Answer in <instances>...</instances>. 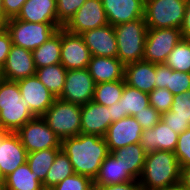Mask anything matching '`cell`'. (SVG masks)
<instances>
[{
	"mask_svg": "<svg viewBox=\"0 0 190 190\" xmlns=\"http://www.w3.org/2000/svg\"><path fill=\"white\" fill-rule=\"evenodd\" d=\"M61 150L70 159L76 174L93 181L102 162L110 154L105 137L83 133L61 140Z\"/></svg>",
	"mask_w": 190,
	"mask_h": 190,
	"instance_id": "6da1fadb",
	"label": "cell"
},
{
	"mask_svg": "<svg viewBox=\"0 0 190 190\" xmlns=\"http://www.w3.org/2000/svg\"><path fill=\"white\" fill-rule=\"evenodd\" d=\"M180 173L174 152L156 150L146 153L139 179L141 190H170L180 184Z\"/></svg>",
	"mask_w": 190,
	"mask_h": 190,
	"instance_id": "7a4b0ae2",
	"label": "cell"
},
{
	"mask_svg": "<svg viewBox=\"0 0 190 190\" xmlns=\"http://www.w3.org/2000/svg\"><path fill=\"white\" fill-rule=\"evenodd\" d=\"M34 117L26 108L18 83L0 78V130L17 132Z\"/></svg>",
	"mask_w": 190,
	"mask_h": 190,
	"instance_id": "3957f363",
	"label": "cell"
},
{
	"mask_svg": "<svg viewBox=\"0 0 190 190\" xmlns=\"http://www.w3.org/2000/svg\"><path fill=\"white\" fill-rule=\"evenodd\" d=\"M147 31L144 17L114 26L117 58L124 65L143 60Z\"/></svg>",
	"mask_w": 190,
	"mask_h": 190,
	"instance_id": "277c9868",
	"label": "cell"
},
{
	"mask_svg": "<svg viewBox=\"0 0 190 190\" xmlns=\"http://www.w3.org/2000/svg\"><path fill=\"white\" fill-rule=\"evenodd\" d=\"M13 45L33 51L47 41L59 28L60 23H32L16 18L5 22Z\"/></svg>",
	"mask_w": 190,
	"mask_h": 190,
	"instance_id": "5b68a950",
	"label": "cell"
},
{
	"mask_svg": "<svg viewBox=\"0 0 190 190\" xmlns=\"http://www.w3.org/2000/svg\"><path fill=\"white\" fill-rule=\"evenodd\" d=\"M42 118L60 140L81 133V105L56 98Z\"/></svg>",
	"mask_w": 190,
	"mask_h": 190,
	"instance_id": "8992f818",
	"label": "cell"
},
{
	"mask_svg": "<svg viewBox=\"0 0 190 190\" xmlns=\"http://www.w3.org/2000/svg\"><path fill=\"white\" fill-rule=\"evenodd\" d=\"M187 0H145L148 29L181 28Z\"/></svg>",
	"mask_w": 190,
	"mask_h": 190,
	"instance_id": "52a82bcc",
	"label": "cell"
},
{
	"mask_svg": "<svg viewBox=\"0 0 190 190\" xmlns=\"http://www.w3.org/2000/svg\"><path fill=\"white\" fill-rule=\"evenodd\" d=\"M16 133L27 153L61 148L60 138L49 128L42 116L34 117Z\"/></svg>",
	"mask_w": 190,
	"mask_h": 190,
	"instance_id": "ba28073f",
	"label": "cell"
},
{
	"mask_svg": "<svg viewBox=\"0 0 190 190\" xmlns=\"http://www.w3.org/2000/svg\"><path fill=\"white\" fill-rule=\"evenodd\" d=\"M181 39L179 28L148 29L143 60L164 64Z\"/></svg>",
	"mask_w": 190,
	"mask_h": 190,
	"instance_id": "9c48e42d",
	"label": "cell"
},
{
	"mask_svg": "<svg viewBox=\"0 0 190 190\" xmlns=\"http://www.w3.org/2000/svg\"><path fill=\"white\" fill-rule=\"evenodd\" d=\"M95 82L87 68L67 70L63 91L59 99L84 105L93 100Z\"/></svg>",
	"mask_w": 190,
	"mask_h": 190,
	"instance_id": "30bf717a",
	"label": "cell"
},
{
	"mask_svg": "<svg viewBox=\"0 0 190 190\" xmlns=\"http://www.w3.org/2000/svg\"><path fill=\"white\" fill-rule=\"evenodd\" d=\"M22 98L35 117L43 116L56 99L36 75L17 81Z\"/></svg>",
	"mask_w": 190,
	"mask_h": 190,
	"instance_id": "8fae6325",
	"label": "cell"
},
{
	"mask_svg": "<svg viewBox=\"0 0 190 190\" xmlns=\"http://www.w3.org/2000/svg\"><path fill=\"white\" fill-rule=\"evenodd\" d=\"M108 24L101 0H86L74 16L63 27L73 34L83 32Z\"/></svg>",
	"mask_w": 190,
	"mask_h": 190,
	"instance_id": "7c38bea8",
	"label": "cell"
},
{
	"mask_svg": "<svg viewBox=\"0 0 190 190\" xmlns=\"http://www.w3.org/2000/svg\"><path fill=\"white\" fill-rule=\"evenodd\" d=\"M91 54L80 34H73L62 27L61 65L66 70L85 69Z\"/></svg>",
	"mask_w": 190,
	"mask_h": 190,
	"instance_id": "4fadbf2b",
	"label": "cell"
},
{
	"mask_svg": "<svg viewBox=\"0 0 190 190\" xmlns=\"http://www.w3.org/2000/svg\"><path fill=\"white\" fill-rule=\"evenodd\" d=\"M142 132L143 129L134 116L129 115L114 121L104 136L109 152L139 143Z\"/></svg>",
	"mask_w": 190,
	"mask_h": 190,
	"instance_id": "5bb4252c",
	"label": "cell"
},
{
	"mask_svg": "<svg viewBox=\"0 0 190 190\" xmlns=\"http://www.w3.org/2000/svg\"><path fill=\"white\" fill-rule=\"evenodd\" d=\"M27 151L16 132L2 131L0 141V174L3 179L27 161Z\"/></svg>",
	"mask_w": 190,
	"mask_h": 190,
	"instance_id": "9a60e30c",
	"label": "cell"
},
{
	"mask_svg": "<svg viewBox=\"0 0 190 190\" xmlns=\"http://www.w3.org/2000/svg\"><path fill=\"white\" fill-rule=\"evenodd\" d=\"M35 74L32 51L12 45L6 62L0 70V78L17 82Z\"/></svg>",
	"mask_w": 190,
	"mask_h": 190,
	"instance_id": "2e32d148",
	"label": "cell"
},
{
	"mask_svg": "<svg viewBox=\"0 0 190 190\" xmlns=\"http://www.w3.org/2000/svg\"><path fill=\"white\" fill-rule=\"evenodd\" d=\"M91 56L117 58L118 46L114 26L107 24L80 34Z\"/></svg>",
	"mask_w": 190,
	"mask_h": 190,
	"instance_id": "e0dca14e",
	"label": "cell"
},
{
	"mask_svg": "<svg viewBox=\"0 0 190 190\" xmlns=\"http://www.w3.org/2000/svg\"><path fill=\"white\" fill-rule=\"evenodd\" d=\"M111 124L108 107L93 100L81 105V133L104 137Z\"/></svg>",
	"mask_w": 190,
	"mask_h": 190,
	"instance_id": "ac0fdd59",
	"label": "cell"
},
{
	"mask_svg": "<svg viewBox=\"0 0 190 190\" xmlns=\"http://www.w3.org/2000/svg\"><path fill=\"white\" fill-rule=\"evenodd\" d=\"M108 24L116 26L144 17L145 0H101Z\"/></svg>",
	"mask_w": 190,
	"mask_h": 190,
	"instance_id": "d6986e66",
	"label": "cell"
},
{
	"mask_svg": "<svg viewBox=\"0 0 190 190\" xmlns=\"http://www.w3.org/2000/svg\"><path fill=\"white\" fill-rule=\"evenodd\" d=\"M178 135L172 131L162 120L151 129L143 130L139 144L146 153L165 150L174 152Z\"/></svg>",
	"mask_w": 190,
	"mask_h": 190,
	"instance_id": "ffe728a7",
	"label": "cell"
},
{
	"mask_svg": "<svg viewBox=\"0 0 190 190\" xmlns=\"http://www.w3.org/2000/svg\"><path fill=\"white\" fill-rule=\"evenodd\" d=\"M127 85L149 94L156 88V64L144 60L125 65Z\"/></svg>",
	"mask_w": 190,
	"mask_h": 190,
	"instance_id": "44dd1931",
	"label": "cell"
},
{
	"mask_svg": "<svg viewBox=\"0 0 190 190\" xmlns=\"http://www.w3.org/2000/svg\"><path fill=\"white\" fill-rule=\"evenodd\" d=\"M87 70L95 84L124 79L125 65L118 58L91 56Z\"/></svg>",
	"mask_w": 190,
	"mask_h": 190,
	"instance_id": "7402d4cb",
	"label": "cell"
},
{
	"mask_svg": "<svg viewBox=\"0 0 190 190\" xmlns=\"http://www.w3.org/2000/svg\"><path fill=\"white\" fill-rule=\"evenodd\" d=\"M16 19L32 23H59L56 0H27Z\"/></svg>",
	"mask_w": 190,
	"mask_h": 190,
	"instance_id": "603a6c76",
	"label": "cell"
},
{
	"mask_svg": "<svg viewBox=\"0 0 190 190\" xmlns=\"http://www.w3.org/2000/svg\"><path fill=\"white\" fill-rule=\"evenodd\" d=\"M112 154L120 159L125 171L134 179L139 180L144 168L146 152L139 143L119 148Z\"/></svg>",
	"mask_w": 190,
	"mask_h": 190,
	"instance_id": "cb8c5ba5",
	"label": "cell"
},
{
	"mask_svg": "<svg viewBox=\"0 0 190 190\" xmlns=\"http://www.w3.org/2000/svg\"><path fill=\"white\" fill-rule=\"evenodd\" d=\"M62 28H59L47 41L32 51L36 69L60 63Z\"/></svg>",
	"mask_w": 190,
	"mask_h": 190,
	"instance_id": "d4e9b609",
	"label": "cell"
},
{
	"mask_svg": "<svg viewBox=\"0 0 190 190\" xmlns=\"http://www.w3.org/2000/svg\"><path fill=\"white\" fill-rule=\"evenodd\" d=\"M134 180L124 169L120 159L110 153L102 162L94 185L121 184Z\"/></svg>",
	"mask_w": 190,
	"mask_h": 190,
	"instance_id": "484cf974",
	"label": "cell"
},
{
	"mask_svg": "<svg viewBox=\"0 0 190 190\" xmlns=\"http://www.w3.org/2000/svg\"><path fill=\"white\" fill-rule=\"evenodd\" d=\"M42 188L38 175L31 172L27 162L4 179L3 190H41Z\"/></svg>",
	"mask_w": 190,
	"mask_h": 190,
	"instance_id": "4316f807",
	"label": "cell"
},
{
	"mask_svg": "<svg viewBox=\"0 0 190 190\" xmlns=\"http://www.w3.org/2000/svg\"><path fill=\"white\" fill-rule=\"evenodd\" d=\"M67 70L61 63L36 69V76L41 83L58 98L64 88Z\"/></svg>",
	"mask_w": 190,
	"mask_h": 190,
	"instance_id": "83f0119b",
	"label": "cell"
},
{
	"mask_svg": "<svg viewBox=\"0 0 190 190\" xmlns=\"http://www.w3.org/2000/svg\"><path fill=\"white\" fill-rule=\"evenodd\" d=\"M119 102L122 107V118L129 115L135 116L150 105L149 95L147 93L131 87L126 83Z\"/></svg>",
	"mask_w": 190,
	"mask_h": 190,
	"instance_id": "f1b7e54d",
	"label": "cell"
},
{
	"mask_svg": "<svg viewBox=\"0 0 190 190\" xmlns=\"http://www.w3.org/2000/svg\"><path fill=\"white\" fill-rule=\"evenodd\" d=\"M61 151V148L44 149L41 151L30 152L27 154V164L31 172L38 175L40 182H44L47 173L53 164L56 155Z\"/></svg>",
	"mask_w": 190,
	"mask_h": 190,
	"instance_id": "f546056e",
	"label": "cell"
},
{
	"mask_svg": "<svg viewBox=\"0 0 190 190\" xmlns=\"http://www.w3.org/2000/svg\"><path fill=\"white\" fill-rule=\"evenodd\" d=\"M72 163L68 156L61 150L51 165L45 181L42 183L43 188H53L56 184L63 181L66 177L73 175Z\"/></svg>",
	"mask_w": 190,
	"mask_h": 190,
	"instance_id": "4dcf8cb0",
	"label": "cell"
},
{
	"mask_svg": "<svg viewBox=\"0 0 190 190\" xmlns=\"http://www.w3.org/2000/svg\"><path fill=\"white\" fill-rule=\"evenodd\" d=\"M125 79L95 84L93 101L109 107L119 102L125 86Z\"/></svg>",
	"mask_w": 190,
	"mask_h": 190,
	"instance_id": "1f68e13d",
	"label": "cell"
},
{
	"mask_svg": "<svg viewBox=\"0 0 190 190\" xmlns=\"http://www.w3.org/2000/svg\"><path fill=\"white\" fill-rule=\"evenodd\" d=\"M164 64L172 70L190 73V40L182 38Z\"/></svg>",
	"mask_w": 190,
	"mask_h": 190,
	"instance_id": "d6a6232c",
	"label": "cell"
},
{
	"mask_svg": "<svg viewBox=\"0 0 190 190\" xmlns=\"http://www.w3.org/2000/svg\"><path fill=\"white\" fill-rule=\"evenodd\" d=\"M173 95H181L190 90V73L172 70L168 67L167 88Z\"/></svg>",
	"mask_w": 190,
	"mask_h": 190,
	"instance_id": "836d02e7",
	"label": "cell"
},
{
	"mask_svg": "<svg viewBox=\"0 0 190 190\" xmlns=\"http://www.w3.org/2000/svg\"><path fill=\"white\" fill-rule=\"evenodd\" d=\"M94 181L87 176L74 173L56 184L52 190H93Z\"/></svg>",
	"mask_w": 190,
	"mask_h": 190,
	"instance_id": "e575fe53",
	"label": "cell"
},
{
	"mask_svg": "<svg viewBox=\"0 0 190 190\" xmlns=\"http://www.w3.org/2000/svg\"><path fill=\"white\" fill-rule=\"evenodd\" d=\"M148 95L150 105L160 114L170 110L174 100V95L168 89L155 88Z\"/></svg>",
	"mask_w": 190,
	"mask_h": 190,
	"instance_id": "d590c367",
	"label": "cell"
},
{
	"mask_svg": "<svg viewBox=\"0 0 190 190\" xmlns=\"http://www.w3.org/2000/svg\"><path fill=\"white\" fill-rule=\"evenodd\" d=\"M86 0H56L57 21L64 27Z\"/></svg>",
	"mask_w": 190,
	"mask_h": 190,
	"instance_id": "8d00e7d4",
	"label": "cell"
},
{
	"mask_svg": "<svg viewBox=\"0 0 190 190\" xmlns=\"http://www.w3.org/2000/svg\"><path fill=\"white\" fill-rule=\"evenodd\" d=\"M170 111L171 117H180L190 124V90L174 95Z\"/></svg>",
	"mask_w": 190,
	"mask_h": 190,
	"instance_id": "74e56055",
	"label": "cell"
},
{
	"mask_svg": "<svg viewBox=\"0 0 190 190\" xmlns=\"http://www.w3.org/2000/svg\"><path fill=\"white\" fill-rule=\"evenodd\" d=\"M174 154L176 155L180 168L190 165V128L178 135Z\"/></svg>",
	"mask_w": 190,
	"mask_h": 190,
	"instance_id": "f35d334b",
	"label": "cell"
},
{
	"mask_svg": "<svg viewBox=\"0 0 190 190\" xmlns=\"http://www.w3.org/2000/svg\"><path fill=\"white\" fill-rule=\"evenodd\" d=\"M134 118L141 125L143 130L151 129L161 120V114L155 110L151 105L137 113Z\"/></svg>",
	"mask_w": 190,
	"mask_h": 190,
	"instance_id": "ab89813d",
	"label": "cell"
},
{
	"mask_svg": "<svg viewBox=\"0 0 190 190\" xmlns=\"http://www.w3.org/2000/svg\"><path fill=\"white\" fill-rule=\"evenodd\" d=\"M161 120L175 133L181 134L190 128V124L180 117H171V111L161 114Z\"/></svg>",
	"mask_w": 190,
	"mask_h": 190,
	"instance_id": "60d3db41",
	"label": "cell"
},
{
	"mask_svg": "<svg viewBox=\"0 0 190 190\" xmlns=\"http://www.w3.org/2000/svg\"><path fill=\"white\" fill-rule=\"evenodd\" d=\"M13 43L6 26L0 28V70L6 62Z\"/></svg>",
	"mask_w": 190,
	"mask_h": 190,
	"instance_id": "b9f144b4",
	"label": "cell"
},
{
	"mask_svg": "<svg viewBox=\"0 0 190 190\" xmlns=\"http://www.w3.org/2000/svg\"><path fill=\"white\" fill-rule=\"evenodd\" d=\"M26 1L27 0H2L5 21L16 18L21 11L22 5Z\"/></svg>",
	"mask_w": 190,
	"mask_h": 190,
	"instance_id": "7bdbcfd3",
	"label": "cell"
},
{
	"mask_svg": "<svg viewBox=\"0 0 190 190\" xmlns=\"http://www.w3.org/2000/svg\"><path fill=\"white\" fill-rule=\"evenodd\" d=\"M93 190H141L139 180H132L121 184L94 185Z\"/></svg>",
	"mask_w": 190,
	"mask_h": 190,
	"instance_id": "ee69618b",
	"label": "cell"
},
{
	"mask_svg": "<svg viewBox=\"0 0 190 190\" xmlns=\"http://www.w3.org/2000/svg\"><path fill=\"white\" fill-rule=\"evenodd\" d=\"M168 86V66L156 64V88H167Z\"/></svg>",
	"mask_w": 190,
	"mask_h": 190,
	"instance_id": "f6af8a7d",
	"label": "cell"
},
{
	"mask_svg": "<svg viewBox=\"0 0 190 190\" xmlns=\"http://www.w3.org/2000/svg\"><path fill=\"white\" fill-rule=\"evenodd\" d=\"M180 31L183 39L190 40V0H187L184 20L180 28Z\"/></svg>",
	"mask_w": 190,
	"mask_h": 190,
	"instance_id": "bcb514c9",
	"label": "cell"
},
{
	"mask_svg": "<svg viewBox=\"0 0 190 190\" xmlns=\"http://www.w3.org/2000/svg\"><path fill=\"white\" fill-rule=\"evenodd\" d=\"M180 185L190 190V165L181 167Z\"/></svg>",
	"mask_w": 190,
	"mask_h": 190,
	"instance_id": "7dc6e473",
	"label": "cell"
},
{
	"mask_svg": "<svg viewBox=\"0 0 190 190\" xmlns=\"http://www.w3.org/2000/svg\"><path fill=\"white\" fill-rule=\"evenodd\" d=\"M108 110H110L111 113V122L118 121L122 119V107L120 102L115 103L112 106L108 107Z\"/></svg>",
	"mask_w": 190,
	"mask_h": 190,
	"instance_id": "c3c4849f",
	"label": "cell"
},
{
	"mask_svg": "<svg viewBox=\"0 0 190 190\" xmlns=\"http://www.w3.org/2000/svg\"><path fill=\"white\" fill-rule=\"evenodd\" d=\"M3 2L0 0V28L5 25Z\"/></svg>",
	"mask_w": 190,
	"mask_h": 190,
	"instance_id": "681fc988",
	"label": "cell"
},
{
	"mask_svg": "<svg viewBox=\"0 0 190 190\" xmlns=\"http://www.w3.org/2000/svg\"><path fill=\"white\" fill-rule=\"evenodd\" d=\"M170 190H187V189L183 188V187L179 184V185H177V186L172 187Z\"/></svg>",
	"mask_w": 190,
	"mask_h": 190,
	"instance_id": "f907efd6",
	"label": "cell"
},
{
	"mask_svg": "<svg viewBox=\"0 0 190 190\" xmlns=\"http://www.w3.org/2000/svg\"><path fill=\"white\" fill-rule=\"evenodd\" d=\"M3 186H4V179L2 178L0 174V190H3Z\"/></svg>",
	"mask_w": 190,
	"mask_h": 190,
	"instance_id": "816d5d0a",
	"label": "cell"
},
{
	"mask_svg": "<svg viewBox=\"0 0 190 190\" xmlns=\"http://www.w3.org/2000/svg\"><path fill=\"white\" fill-rule=\"evenodd\" d=\"M2 140V130H0V141Z\"/></svg>",
	"mask_w": 190,
	"mask_h": 190,
	"instance_id": "f5cc1de1",
	"label": "cell"
},
{
	"mask_svg": "<svg viewBox=\"0 0 190 190\" xmlns=\"http://www.w3.org/2000/svg\"><path fill=\"white\" fill-rule=\"evenodd\" d=\"M41 190H52V189H50V188H42Z\"/></svg>",
	"mask_w": 190,
	"mask_h": 190,
	"instance_id": "db71d44e",
	"label": "cell"
}]
</instances>
